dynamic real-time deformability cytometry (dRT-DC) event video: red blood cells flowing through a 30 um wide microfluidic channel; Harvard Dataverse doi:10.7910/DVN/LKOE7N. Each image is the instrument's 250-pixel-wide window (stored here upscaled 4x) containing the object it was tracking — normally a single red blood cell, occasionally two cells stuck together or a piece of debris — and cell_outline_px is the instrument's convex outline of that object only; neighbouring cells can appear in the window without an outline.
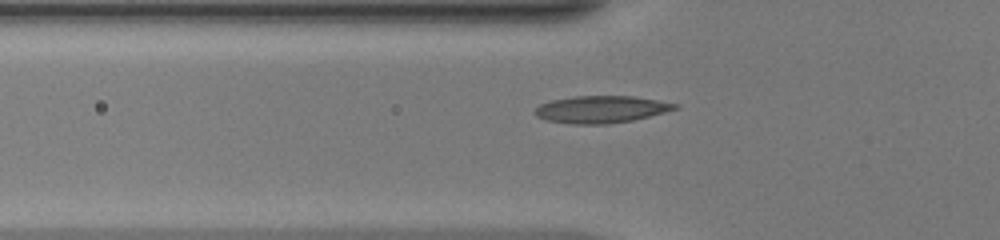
{"species": "common noctule bat (a hibernating species)", "species_latin": "Nyctalus noctula", "temperature_condition": "warm", "stored_images_in_passage": 38, "camera_frame_rate_fps": 3000, "um_per_image_px": 0.085, "animal": {"sex": "female", "body_mass_g": 20.0, "forearm_length_mm": 54.0}, "frame": {"image": 1, "passage_image": 9, "time_ms": 2.667, "image_size_px": [1000, 240], "cell_outline_px": [[680, 108], [632, 120], [608, 124], [572, 124], [548, 120], [536, 116], [532, 112], [540, 104], [552, 100], [576, 96], [636, 96], [680, 104]], "centroid_in_image_um": [51.11, 9.29], "position_along_channel_um": 74.7, "area_um2": 22.14}}
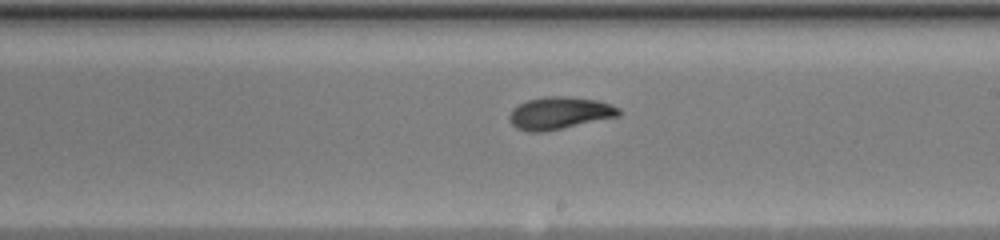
{"frame": {"image": 2, "passage_image": 21, "time_ms": 6.667, "image_size_px": [1000, 240], "cell_outline_px": [[620, 116], [544, 132], [528, 132], [516, 128], [508, 120], [508, 116], [512, 108], [528, 100], [544, 96], [568, 96], [596, 100], [620, 108]], "centroid_in_image_um": [47.52, 9.62], "position_along_channel_um": 241.5, "area_um2": 20.69}}
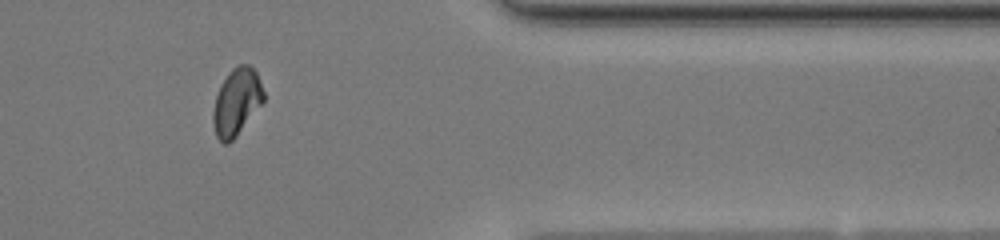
{"frame": {"image": 3, "passage_image": 33, "time_ms": 10.667, "image_size_px": [1000, 240], "cell_outline_px": [[264, 100], [236, 136], [228, 144], [224, 144], [216, 136], [212, 120], [212, 112], [216, 96], [220, 84], [228, 72], [232, 68], [240, 64], [248, 64], [256, 72], [264, 92]], "centroid_in_image_um": [20.08, 8.65], "position_along_channel_um": 391.3, "area_um2": 19.59}}